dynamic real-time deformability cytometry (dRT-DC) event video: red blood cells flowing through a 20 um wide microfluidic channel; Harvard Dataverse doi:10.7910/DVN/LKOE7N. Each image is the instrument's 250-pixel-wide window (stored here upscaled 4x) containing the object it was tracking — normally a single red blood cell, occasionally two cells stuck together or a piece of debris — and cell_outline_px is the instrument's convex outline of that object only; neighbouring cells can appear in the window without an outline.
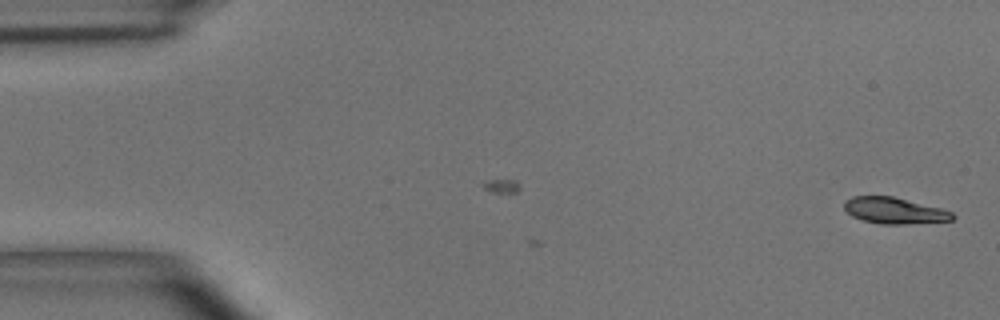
{"species": "common noctule bat (a hibernating species)", "species_latin": "Nyctalus noctula", "temperature_condition": "room temperature", "stored_images_in_passage": 7, "camera_frame_rate_fps": 3000, "um_per_image_px": 0.085, "animal": {"sex": "male", "body_mass_g": 15.6}, "frame": {"image": 1, "passage_image": 7, "time_ms": 2.0, "image_size_px": [1000, 320], "cell_outline_px": [[956, 216], [952, 220], [904, 224], [880, 224], [864, 220], [852, 216], [844, 208], [844, 200], [852, 196], [892, 196], [940, 208], [952, 212]], "centroid_in_image_um": [76.0, 17.89], "position_along_channel_um": 9.0, "area_um2": 16.42}}